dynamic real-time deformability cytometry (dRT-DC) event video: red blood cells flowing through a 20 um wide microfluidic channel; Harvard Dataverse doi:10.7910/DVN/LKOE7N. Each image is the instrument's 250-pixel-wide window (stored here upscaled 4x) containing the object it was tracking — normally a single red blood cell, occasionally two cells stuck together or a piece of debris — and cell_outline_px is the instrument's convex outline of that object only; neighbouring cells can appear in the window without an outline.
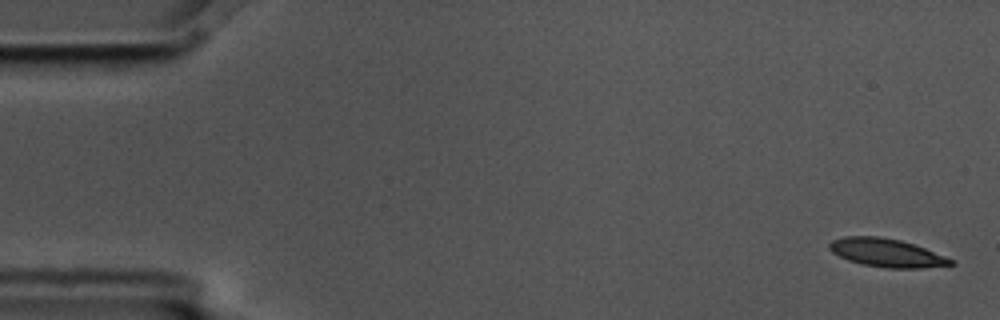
{"species": "common noctule bat (a hibernating species)", "species_latin": "Nyctalus noctula", "temperature_condition": "cold", "stored_images_in_passage": 5, "camera_frame_rate_fps": 3000, "um_per_image_px": 0.085, "animal": {"sex": "male", "body_mass_g": 17.5, "forearm_length_mm": 52.3}, "frame": {"image": 1, "passage_image": 1, "time_ms": 0.0, "image_size_px": [1000, 320], "cell_outline_px": [[956, 264], [920, 268], [888, 268], [864, 264], [848, 260], [832, 252], [828, 248], [828, 244], [832, 240], [844, 236], [880, 236], [900, 240], [924, 248], [956, 260]], "centroid_in_image_um": [75.37, 21.48], "position_along_channel_um": 9.6, "area_um2": 19.94}}
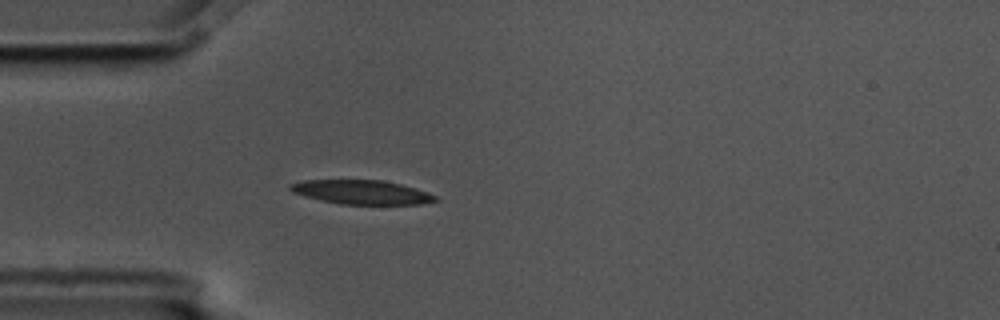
{"frame": {"image": 2, "passage_image": 5, "time_ms": 1.333, "image_size_px": [1000, 320], "cell_outline_px": [[440, 200], [420, 204], [340, 204], [320, 200], [292, 192], [288, 188], [288, 184], [304, 180], [380, 180], [400, 184], [416, 188], [428, 192], [436, 196]], "centroid_in_image_um": [30.73, 16.33], "position_along_channel_um": 54.3, "area_um2": 20.35}}